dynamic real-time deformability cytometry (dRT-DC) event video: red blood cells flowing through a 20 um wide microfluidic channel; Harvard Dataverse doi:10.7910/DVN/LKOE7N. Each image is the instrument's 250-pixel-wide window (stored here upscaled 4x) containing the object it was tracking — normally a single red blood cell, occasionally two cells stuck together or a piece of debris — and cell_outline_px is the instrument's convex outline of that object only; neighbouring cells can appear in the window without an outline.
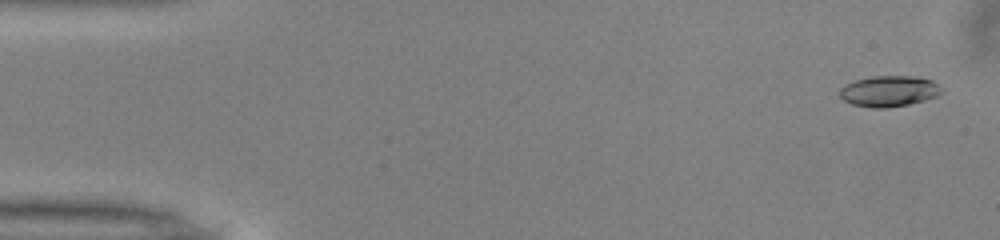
{"species": "common noctule bat (a hibernating species)", "species_latin": "Nyctalus noctula", "temperature_condition": "warm", "stored_images_in_passage": 10, "camera_frame_rate_fps": 3000, "um_per_image_px": 0.085, "animal": {"sex": "male", "body_mass_g": 13.0, "forearm_length_mm": 53.1}, "frame": {"image": 1, "passage_image": 2, "time_ms": 0.333, "image_size_px": [1000, 240], "cell_outline_px": [[944, 92], [936, 96], [924, 100], [908, 104], [884, 108], [872, 108], [852, 104], [844, 100], [840, 96], [840, 88], [844, 84], [856, 80], [872, 76], [912, 76], [932, 80], [944, 88]], "centroid_in_image_um": [75.58, 7.74], "position_along_channel_um": 9.4, "area_um2": 18.38}}